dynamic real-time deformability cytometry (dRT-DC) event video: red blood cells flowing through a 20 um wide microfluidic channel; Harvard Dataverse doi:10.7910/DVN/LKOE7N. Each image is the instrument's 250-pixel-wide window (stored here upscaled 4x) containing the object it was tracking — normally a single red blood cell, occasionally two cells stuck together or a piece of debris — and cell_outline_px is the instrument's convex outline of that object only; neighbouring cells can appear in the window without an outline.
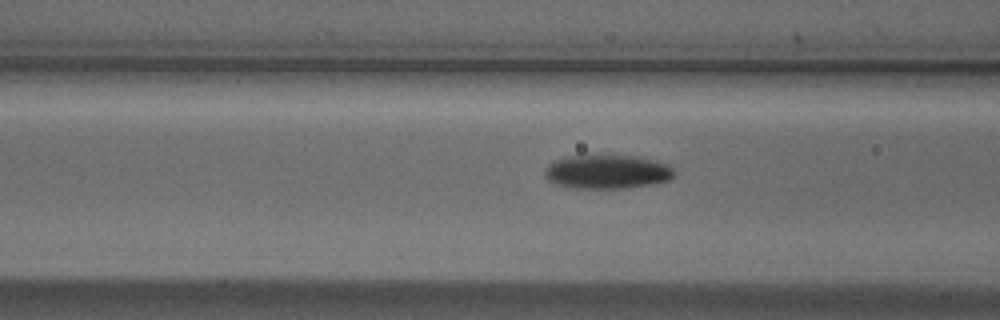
{"species": "Egyptian fruit bat (a non-hibernating species)", "species_latin": "Rousettus aegyptiacus", "temperature_condition": "cold", "stored_images_in_passage": 9, "camera_frame_rate_fps": 3000, "um_per_image_px": 0.085, "animal": {"sex": "male"}, "frame": {"image": 1, "passage_image": 7, "time_ms": 2.0, "image_size_px": [1000, 320], "cell_outline_px": [[672, 176], [668, 180], [652, 184], [628, 188], [576, 188], [556, 184], [548, 180], [544, 176], [544, 168], [548, 164], [556, 160], [568, 156], [636, 156], [668, 164], [672, 168]], "centroid_in_image_um": [51.57, 14.61], "position_along_channel_um": 115.0, "area_um2": 25.32}}